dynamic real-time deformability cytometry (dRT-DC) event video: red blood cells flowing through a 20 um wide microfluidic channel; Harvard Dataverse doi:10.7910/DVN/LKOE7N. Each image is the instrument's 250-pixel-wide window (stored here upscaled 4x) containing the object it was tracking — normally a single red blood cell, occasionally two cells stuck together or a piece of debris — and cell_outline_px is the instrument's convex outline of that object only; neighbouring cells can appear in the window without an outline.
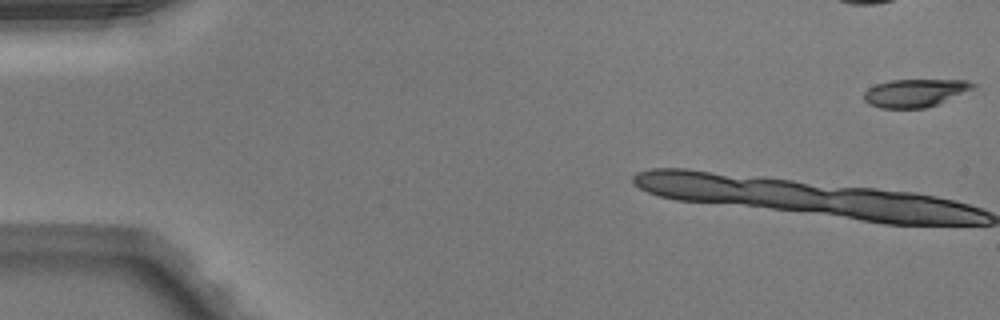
{"species": "Egyptian fruit bat (a non-hibernating species)", "species_latin": "Rousettus aegyptiacus", "temperature_condition": "warm", "stored_images_in_passage": 8, "camera_frame_rate_fps": 3000, "um_per_image_px": 0.085, "animal": {"sex": "male"}, "frame": {"image": 1, "passage_image": 1, "time_ms": 0.0, "image_size_px": [1000, 320], "cell_outline_px": [[976, 88], [940, 104], [924, 108], [880, 108], [868, 104], [864, 100], [864, 92], [868, 88], [876, 84], [892, 80], [968, 80], [976, 84]], "centroid_in_image_um": [77.81, 7.9], "position_along_channel_um": 7.2, "area_um2": 17.98}}